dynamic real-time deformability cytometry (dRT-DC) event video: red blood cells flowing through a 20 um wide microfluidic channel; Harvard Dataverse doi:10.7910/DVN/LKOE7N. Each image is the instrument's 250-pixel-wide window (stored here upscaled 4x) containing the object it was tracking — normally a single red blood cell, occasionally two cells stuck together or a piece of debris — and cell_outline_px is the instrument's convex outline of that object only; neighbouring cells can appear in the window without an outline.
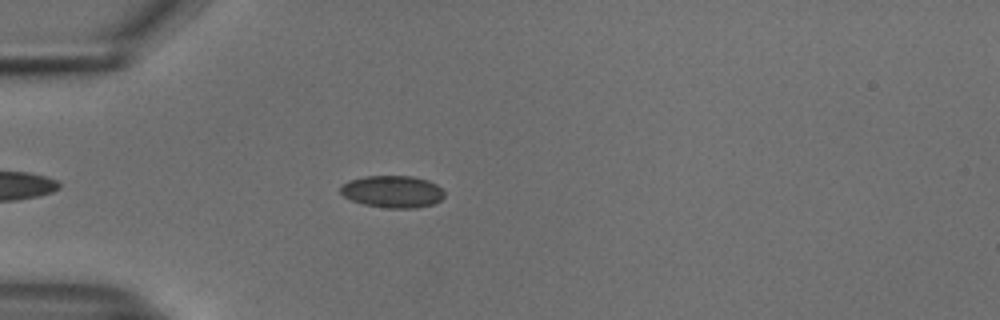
{"species": "common noctule bat (a hibernating species)", "species_latin": "Nyctalus noctula", "temperature_condition": "cold", "stored_images_in_passage": 42, "camera_frame_rate_fps": 3000, "um_per_image_px": 0.085, "animal": {"sex": "male", "body_mass_g": 18.8}, "frame": {"image": 1, "passage_image": 7, "time_ms": 2.0, "image_size_px": [1000, 320], "cell_outline_px": [[444, 196], [440, 200], [432, 204], [416, 208], [384, 208], [364, 204], [352, 200], [344, 196], [340, 192], [340, 188], [348, 180], [364, 176], [412, 176], [428, 180], [436, 184], [444, 192]], "centroid_in_image_um": [33.36, 16.28], "position_along_channel_um": 51.6, "area_um2": 19.42}}
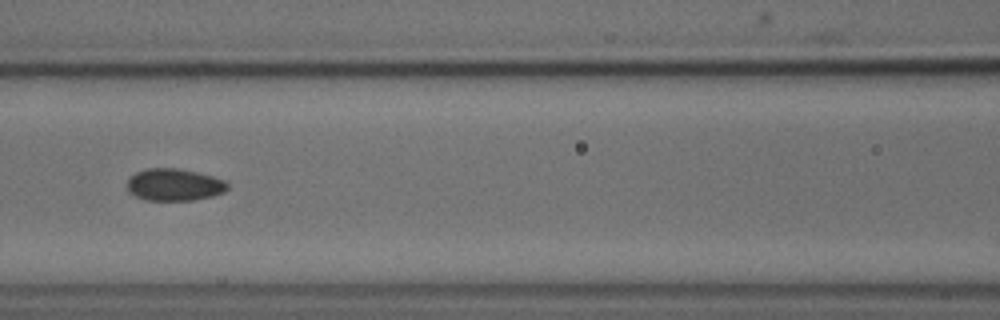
{"frame": {"image": 2, "passage_image": 16, "time_ms": 5.0, "image_size_px": [1000, 320], "cell_outline_px": [[228, 188], [224, 192], [212, 196], [192, 200], [144, 200], [128, 192], [128, 180], [136, 172], [148, 168], [176, 168], [196, 172], [212, 176], [224, 180], [228, 184]], "centroid_in_image_um": [14.81, 15.7], "position_along_channel_um": 151.8, "area_um2": 18.67}}
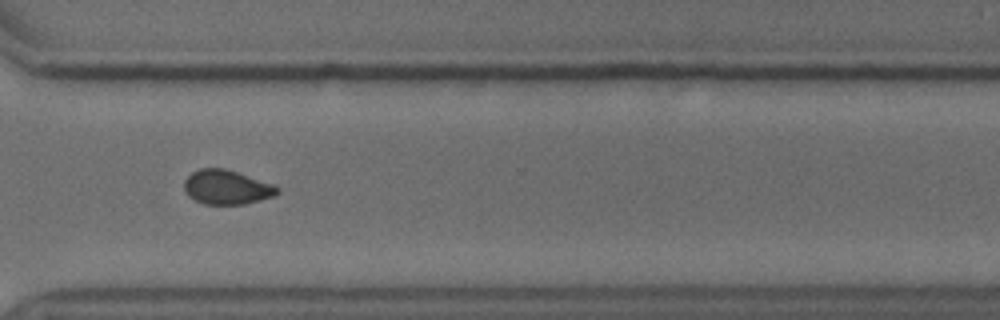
{"frame": {"image": 3, "passage_image": 32, "time_ms": 10.333, "image_size_px": [1000, 320], "cell_outline_px": [[280, 192], [272, 196], [244, 204], [204, 204], [188, 196], [184, 192], [184, 180], [192, 172], [200, 168], [224, 168], [272, 184], [280, 188]], "centroid_in_image_um": [19.23, 15.91], "position_along_channel_um": 351.4, "area_um2": 18.44}, "authors_computed_cell_mechanics": {"area_um2": 19.0162, "velocity_mm_per_s": 3.746, "shape_relaxation_time_tau1_ms": 3.5298, "shape_relaxation_time_tau2_ms": 4.4152, "deformation_change_tau1": 0.0509, "deformation_change_tau2": 0.0546}}